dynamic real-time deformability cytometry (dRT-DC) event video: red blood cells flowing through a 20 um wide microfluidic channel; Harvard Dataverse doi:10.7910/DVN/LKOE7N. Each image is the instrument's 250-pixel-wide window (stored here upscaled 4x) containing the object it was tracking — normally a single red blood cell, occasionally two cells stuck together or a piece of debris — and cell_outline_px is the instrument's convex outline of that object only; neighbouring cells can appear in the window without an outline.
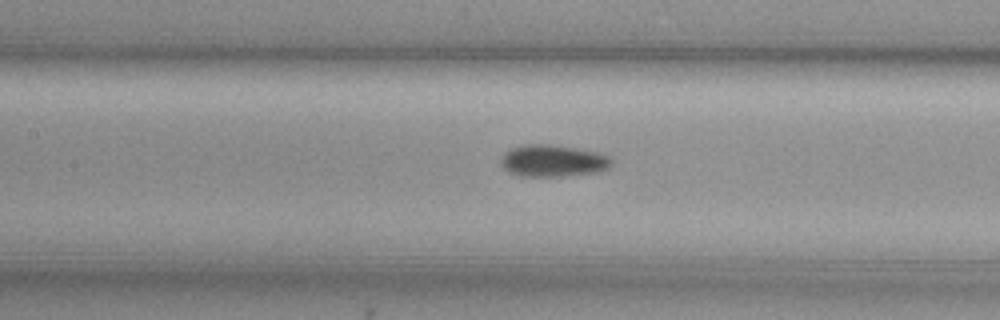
{"species": "common noctule bat (a hibernating species)", "species_latin": "Nyctalus noctula", "temperature_condition": "cold", "stored_images_in_passage": 32, "camera_frame_rate_fps": 3000, "um_per_image_px": 0.085, "animal": {"sex": "female", "body_mass_g": 29.2, "forearm_length_mm": 56.3}, "frame": {"image": 1, "passage_image": 14, "time_ms": 4.333, "image_size_px": [1000, 320], "cell_outline_px": [[612, 164], [608, 168], [600, 172], [560, 176], [520, 176], [508, 172], [500, 164], [500, 156], [504, 152], [512, 148], [524, 144], [548, 144], [576, 148], [600, 152], [612, 156]], "centroid_in_image_um": [47.01, 13.66], "position_along_channel_um": 160.4, "area_um2": 20.92}}
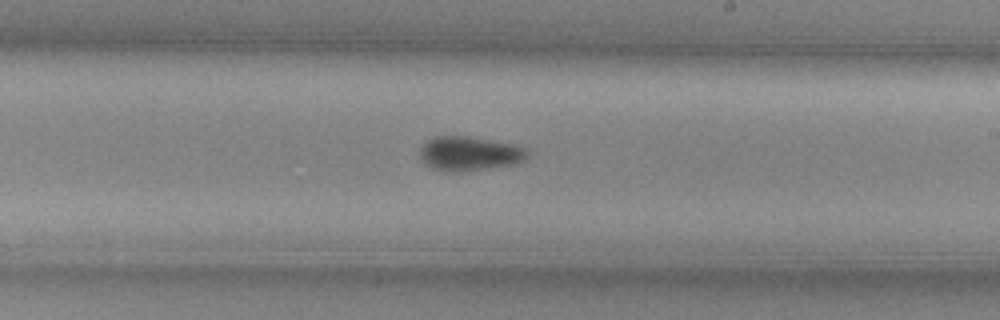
{"frame": {"image": 2, "passage_image": 21, "time_ms": 6.667, "image_size_px": [1000, 320], "cell_outline_px": [[528, 156], [524, 160], [512, 164], [484, 168], [452, 172], [432, 168], [420, 156], [420, 148], [432, 136], [468, 136], [512, 144], [528, 148]], "centroid_in_image_um": [39.91, 13.03], "position_along_channel_um": 249.1, "area_um2": 21.04}}
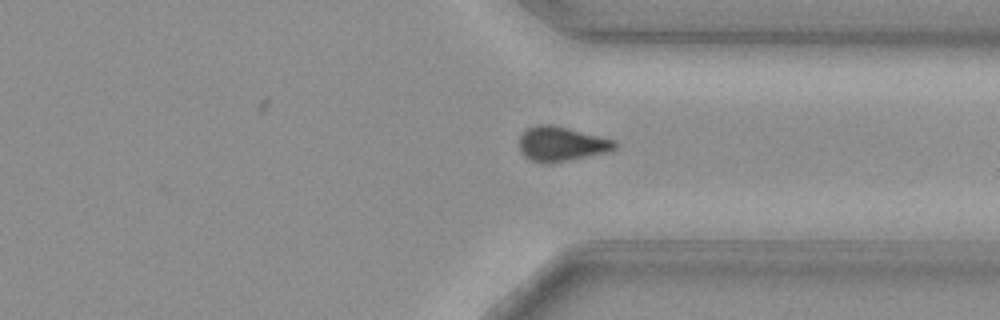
{"frame": {"image": 3, "passage_image": 30, "time_ms": 9.667, "image_size_px": [1000, 320], "cell_outline_px": [[616, 148], [608, 152], [548, 164], [544, 164], [528, 160], [520, 152], [520, 136], [532, 124], [552, 124], [616, 140]], "centroid_in_image_um": [47.69, 12.24], "position_along_channel_um": 363.7, "area_um2": 19.42}}